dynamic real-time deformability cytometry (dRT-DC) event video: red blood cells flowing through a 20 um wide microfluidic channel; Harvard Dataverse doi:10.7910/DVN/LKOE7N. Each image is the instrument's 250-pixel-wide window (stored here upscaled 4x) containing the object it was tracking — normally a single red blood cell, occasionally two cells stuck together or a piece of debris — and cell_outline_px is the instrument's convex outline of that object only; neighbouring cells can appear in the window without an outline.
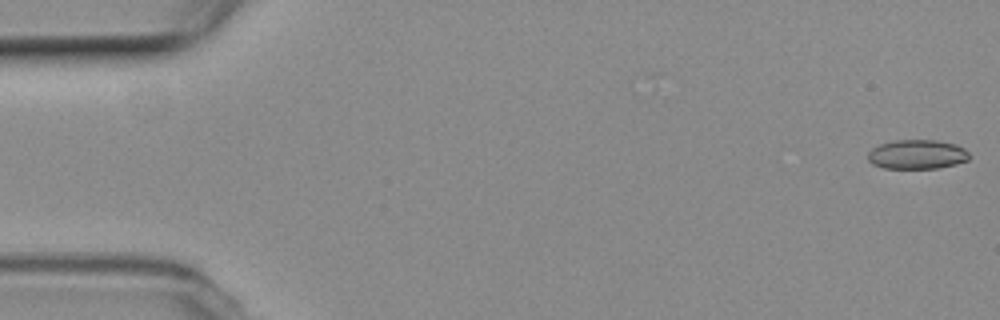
{"species": "common noctule bat (a hibernating species)", "species_latin": "Nyctalus noctula", "temperature_condition": "room temperature", "stored_images_in_passage": 54, "camera_frame_rate_fps": 3000, "um_per_image_px": 0.085, "animal": {"sex": "female", "body_mass_g": 19.3, "forearm_length_mm": 54.1}, "frame": {"image": 1, "passage_image": 1, "time_ms": 0.0, "image_size_px": [1000, 320], "cell_outline_px": [[968, 160], [956, 164], [936, 168], [884, 168], [872, 164], [868, 160], [868, 152], [872, 148], [880, 144], [896, 140], [936, 140], [956, 144], [964, 148], [968, 152]], "centroid_in_image_um": [77.94, 13.12], "position_along_channel_um": 7.1, "area_um2": 17.28}}
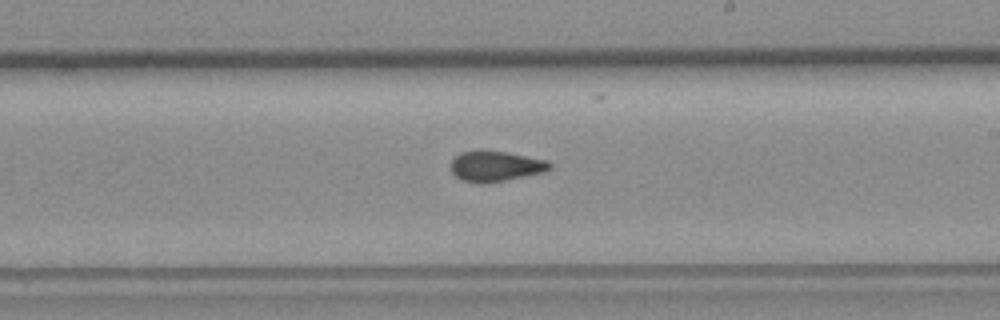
{"frame": {"image": 2, "passage_image": 31, "time_ms": 10.0, "image_size_px": [1000, 320], "cell_outline_px": [[552, 168], [544, 172], [484, 184], [480, 184], [464, 180], [456, 176], [452, 172], [452, 160], [460, 152], [484, 148], [548, 160], [552, 164]], "centroid_in_image_um": [42.13, 14.1], "position_along_channel_um": 246.9, "area_um2": 17.74}}
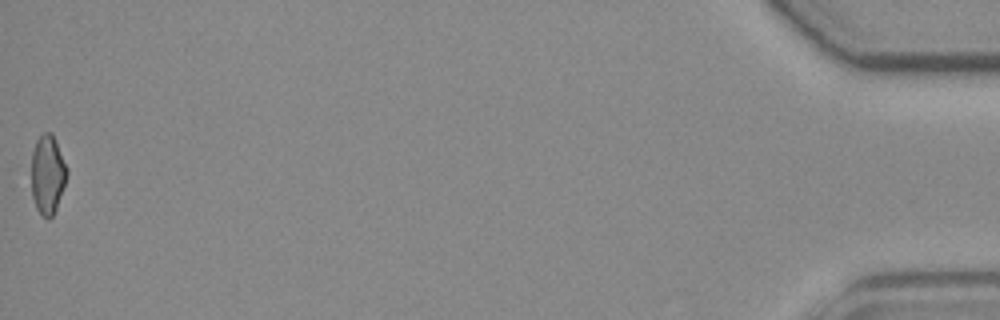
{"frame": {"image": 3, "passage_image": 54, "time_ms": 17.667, "image_size_px": [1000, 320], "cell_outline_px": [[68, 172], [56, 208], [52, 216], [48, 220], [40, 216], [36, 208], [32, 196], [32, 152], [36, 140], [44, 132], [52, 132], [56, 140], [68, 168]], "centroid_in_image_um": [4.04, 14.83], "position_along_channel_um": 431.2, "area_um2": 16.47}, "authors_computed_cell_mechanics": {"area_um2": 17.629, "velocity_mm_per_s": 3.7959, "shape_relaxation_time_tau1_ms": null, "shape_relaxation_time_tau2_ms": 2.9641, "deformation_change_tau1": null, "deformation_change_tau2": 0.0714}}